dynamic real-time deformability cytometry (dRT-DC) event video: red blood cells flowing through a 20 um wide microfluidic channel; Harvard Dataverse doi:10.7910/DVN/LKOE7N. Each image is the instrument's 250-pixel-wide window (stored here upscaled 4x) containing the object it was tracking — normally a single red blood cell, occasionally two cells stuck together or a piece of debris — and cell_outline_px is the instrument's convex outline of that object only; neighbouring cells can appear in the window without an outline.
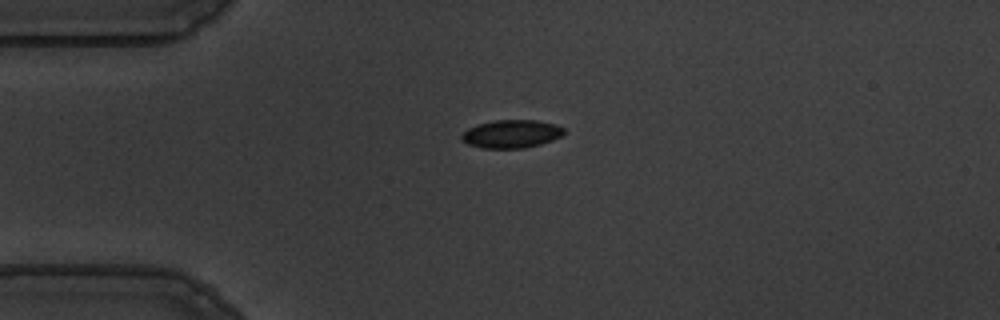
{"species": "common noctule bat (a hibernating species)", "species_latin": "Nyctalus noctula", "temperature_condition": "warm", "stored_images_in_passage": 43, "camera_frame_rate_fps": 3000, "um_per_image_px": 0.085, "animal": {"sex": "male", "body_mass_g": 19.5, "forearm_length_mm": 54.6}, "frame": {"image": 1, "passage_image": 1, "time_ms": 0.0, "image_size_px": [1000, 320], "cell_outline_px": [[564, 132], [560, 136], [552, 140], [540, 144], [524, 148], [484, 148], [468, 144], [460, 140], [460, 136], [468, 128], [480, 124], [496, 120], [536, 120], [556, 124], [564, 128]], "centroid_in_image_um": [43.46, 11.38], "position_along_channel_um": 41.5, "area_um2": 16.65}}
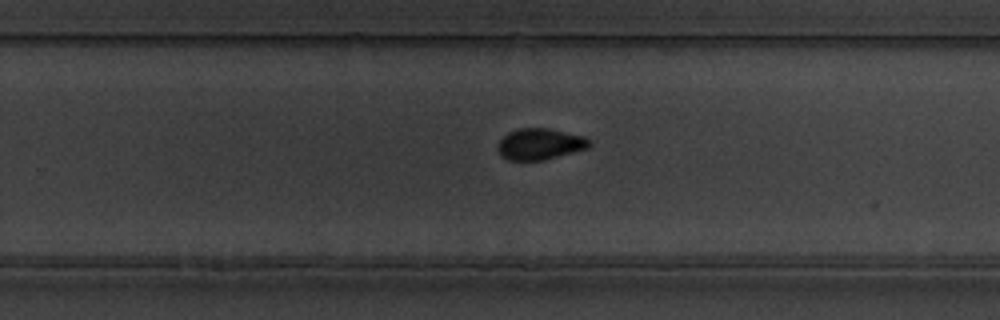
{"frame": {"image": 2, "passage_image": 23, "time_ms": 7.333, "image_size_px": [1000, 320], "cell_outline_px": [[592, 144], [588, 148], [544, 160], [508, 160], [500, 156], [496, 148], [496, 144], [508, 132], [520, 128], [548, 128], [584, 136], [592, 140]], "centroid_in_image_um": [45.88, 12.24], "position_along_channel_um": 283.9, "area_um2": 16.88}}
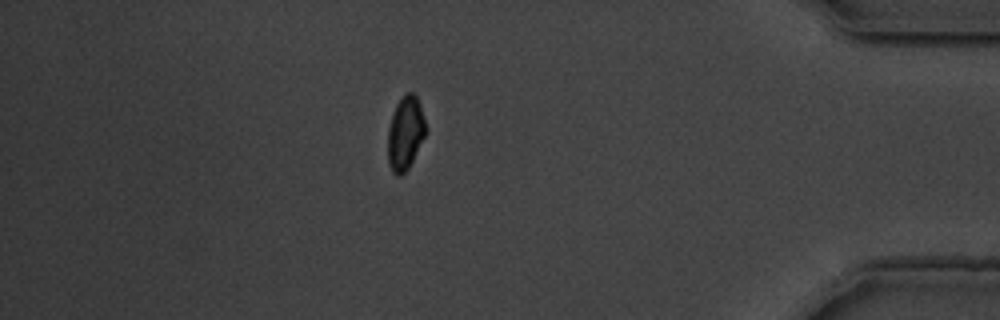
{"frame": {"image": 3, "passage_image": 36, "time_ms": 11.667, "image_size_px": [1000, 320], "cell_outline_px": [[428, 128], [408, 168], [400, 176], [396, 176], [392, 172], [388, 164], [388, 128], [392, 112], [396, 104], [404, 92], [412, 92], [416, 96], [420, 104]], "centroid_in_image_um": [34.44, 11.28], "position_along_channel_um": 400.8, "area_um2": 16.42}, "authors_computed_cell_mechanics": {"area_um2": 16.7042, "velocity_mm_per_s": 3.6159, "shape_relaxation_time_tau1_ms": 3.3386, "shape_relaxation_time_tau2_ms": 0.8837, "deformation_change_tau1": 0.0829, "deformation_change_tau2": 0.0358}}